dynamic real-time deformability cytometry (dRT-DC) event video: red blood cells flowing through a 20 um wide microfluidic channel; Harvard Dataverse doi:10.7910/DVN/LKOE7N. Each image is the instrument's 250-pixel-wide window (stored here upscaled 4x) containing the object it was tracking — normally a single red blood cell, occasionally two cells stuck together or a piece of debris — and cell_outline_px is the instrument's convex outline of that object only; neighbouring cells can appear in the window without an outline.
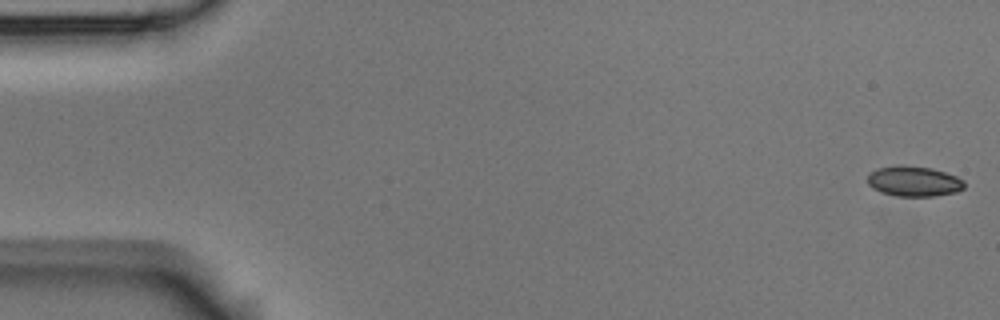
{"species": "Egyptian fruit bat (a non-hibernating species)", "species_latin": "Rousettus aegyptiacus", "temperature_condition": "room temperature", "stored_images_in_passage": 6, "camera_frame_rate_fps": 3000, "um_per_image_px": 0.085, "animal": {"sex": "male"}, "frame": {"image": 1, "passage_image": 1, "time_ms": 0.0, "image_size_px": [1000, 320], "cell_outline_px": [[964, 188], [956, 192], [932, 196], [896, 196], [880, 192], [872, 188], [868, 184], [868, 176], [876, 168], [900, 164], [904, 164], [932, 168], [956, 176], [964, 180]], "centroid_in_image_um": [77.66, 15.4], "position_along_channel_um": 7.3, "area_um2": 17.22}}
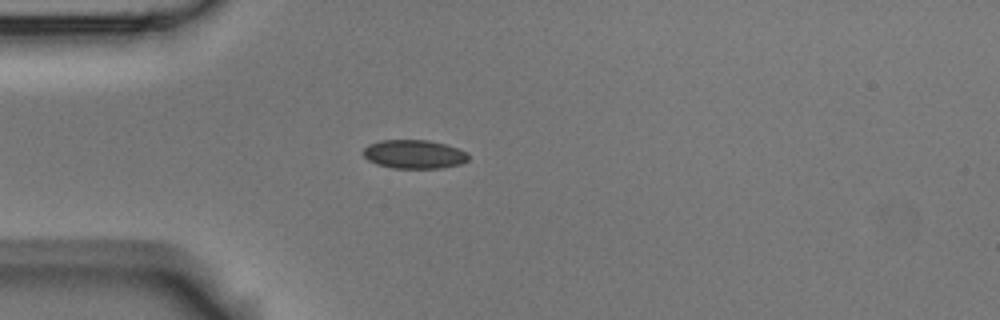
{"frame": {"image": 2, "passage_image": 5, "time_ms": 1.333, "image_size_px": [1000, 320], "cell_outline_px": [[468, 160], [460, 164], [440, 168], [392, 168], [376, 164], [368, 160], [360, 152], [368, 144], [380, 140], [428, 140], [444, 144], [468, 152]], "centroid_in_image_um": [35.15, 13.11], "position_along_channel_um": 49.8, "area_um2": 17.69}}